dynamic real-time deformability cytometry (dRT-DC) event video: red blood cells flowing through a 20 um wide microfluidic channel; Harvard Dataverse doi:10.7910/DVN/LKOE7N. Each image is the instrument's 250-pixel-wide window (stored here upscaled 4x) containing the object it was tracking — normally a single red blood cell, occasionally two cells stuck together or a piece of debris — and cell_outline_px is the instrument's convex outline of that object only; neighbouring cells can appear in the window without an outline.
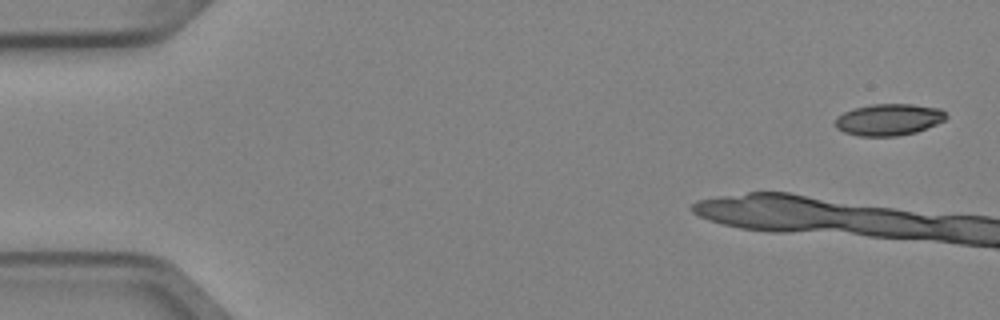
{"species": "Egyptian fruit bat (a non-hibernating species)", "species_latin": "Rousettus aegyptiacus", "temperature_condition": "cold", "stored_images_in_passage": 5, "camera_frame_rate_fps": 3000, "um_per_image_px": 0.085, "animal": {"sex": "female"}, "frame": {"image": 1, "passage_image": 1, "time_ms": 0.0, "image_size_px": [1000, 320], "cell_outline_px": [[948, 116], [944, 120], [936, 124], [916, 132], [896, 136], [860, 136], [844, 132], [836, 128], [836, 116], [852, 108], [872, 104], [912, 104], [940, 108]], "centroid_in_image_um": [75.53, 10.16], "position_along_channel_um": 9.5, "area_um2": 20.46}}